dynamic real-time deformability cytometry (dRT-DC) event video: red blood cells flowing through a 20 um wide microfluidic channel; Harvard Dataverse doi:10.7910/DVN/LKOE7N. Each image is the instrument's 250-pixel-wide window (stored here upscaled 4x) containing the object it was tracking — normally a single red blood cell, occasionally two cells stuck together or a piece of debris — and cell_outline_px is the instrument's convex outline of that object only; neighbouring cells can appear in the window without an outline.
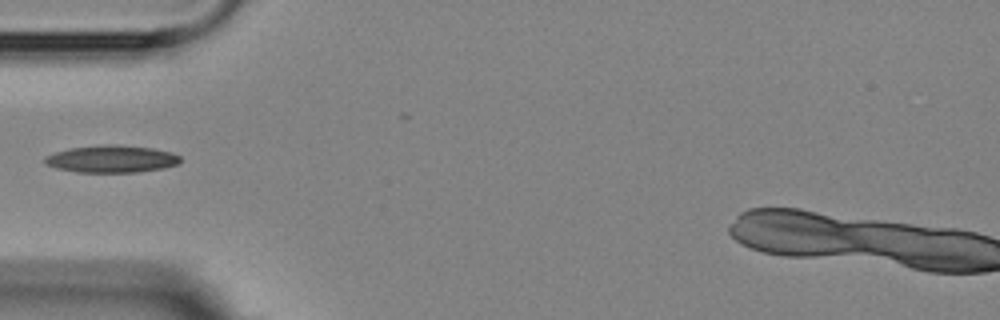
{"species": "Egyptian fruit bat (a non-hibernating species)", "species_latin": "Rousettus aegyptiacus", "temperature_condition": "room temperature", "stored_images_in_passage": 5, "segment_of_instrument_passage": [1, 2], "camera_frame_rate_fps": 3000, "um_per_image_px": 0.085, "animal": {"sex": "female"}, "frame": {"image": 1, "passage_image": 4, "time_ms": 3.667, "image_size_px": [1000, 320], "cell_outline_px": [[180, 164], [164, 168], [136, 172], [80, 172], [56, 168], [44, 164], [44, 156], [68, 148], [104, 144], [116, 144], [152, 148], [172, 152], [180, 156]], "centroid_in_image_um": [9.48, 13.5], "position_along_channel_um": 75.5, "area_um2": 21.68}}